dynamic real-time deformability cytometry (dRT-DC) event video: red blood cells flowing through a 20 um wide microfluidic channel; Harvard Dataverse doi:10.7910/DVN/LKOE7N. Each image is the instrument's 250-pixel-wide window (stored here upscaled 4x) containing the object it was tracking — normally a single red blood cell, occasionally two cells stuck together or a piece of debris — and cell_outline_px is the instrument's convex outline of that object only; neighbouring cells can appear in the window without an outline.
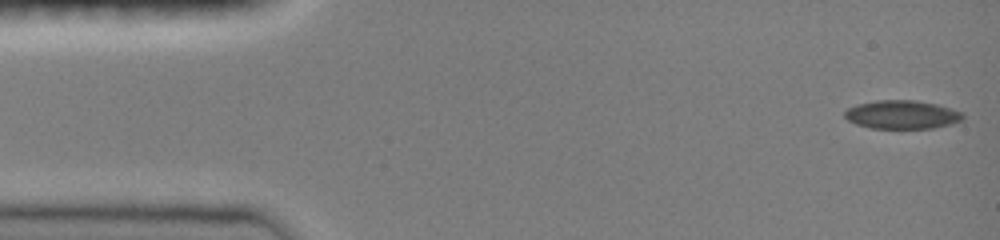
{"species": "common noctule bat (a hibernating species)", "species_latin": "Nyctalus noctula", "temperature_condition": "room temperature", "stored_images_in_passage": 47, "camera_frame_rate_fps": 3000, "um_per_image_px": 0.085, "animal": {"sex": "female", "body_mass_g": 19.0, "forearm_length_mm": 51.5}, "frame": {"image": 1, "passage_image": 1, "time_ms": 0.0, "image_size_px": [1000, 240], "cell_outline_px": [[964, 120], [952, 124], [932, 128], [872, 128], [856, 124], [848, 120], [844, 116], [844, 112], [848, 108], [856, 104], [876, 100], [916, 100], [936, 104], [952, 108], [964, 112]], "centroid_in_image_um": [76.71, 9.73], "position_along_channel_um": 8.3, "area_um2": 19.83}}
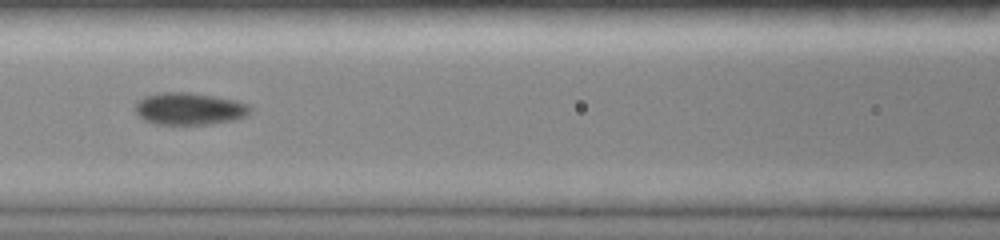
{"frame": {"image": 2, "passage_image": 20, "time_ms": 6.333, "image_size_px": [1000, 240], "cell_outline_px": [[252, 108], [244, 116], [232, 120], [212, 124], [156, 124], [144, 120], [136, 112], [136, 100], [144, 96], [160, 92], [188, 92], [216, 96], [236, 100], [252, 104]], "centroid_in_image_um": [16.1, 9.23], "position_along_channel_um": 150.5, "area_um2": 21.68}}
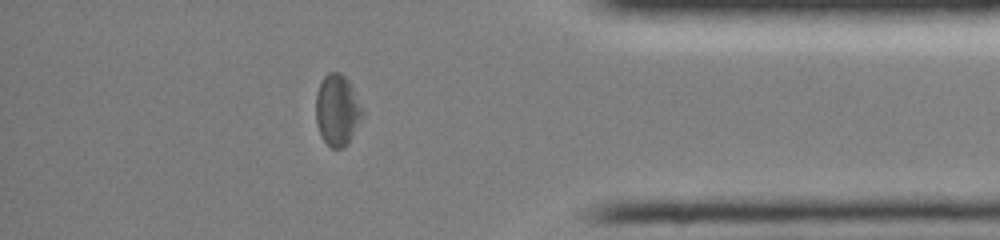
{"frame": {"image": 3, "passage_image": 40, "time_ms": 13.0, "image_size_px": [1000, 240], "cell_outline_px": [[364, 116], [348, 144], [340, 148], [332, 148], [320, 136], [316, 124], [316, 92], [320, 80], [328, 72], [340, 72], [348, 80], [364, 108]], "centroid_in_image_um": [28.68, 9.35], "position_along_channel_um": 406.5, "area_um2": 19.71}, "authors_computed_cell_mechanics": {"area_um2": 19.8254, "velocity_mm_per_s": 4.0585, "shape_relaxation_time_tau1_ms": null, "shape_relaxation_time_tau2_ms": 3.2145, "deformation_change_tau1": null, "deformation_change_tau2": 0.0827}}